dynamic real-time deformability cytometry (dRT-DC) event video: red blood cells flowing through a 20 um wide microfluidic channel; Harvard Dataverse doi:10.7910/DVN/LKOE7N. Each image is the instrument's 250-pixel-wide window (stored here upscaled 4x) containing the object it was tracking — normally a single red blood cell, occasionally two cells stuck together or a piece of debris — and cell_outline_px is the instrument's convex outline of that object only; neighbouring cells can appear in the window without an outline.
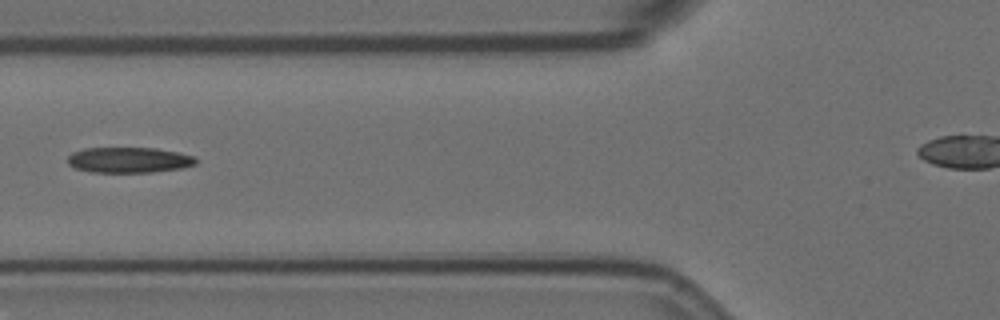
{"species": "Egyptian fruit bat (a non-hibernating species)", "species_latin": "Rousettus aegyptiacus", "temperature_condition": "room temperature", "stored_images_in_passage": 5, "camera_frame_rate_fps": 3000, "um_per_image_px": 0.085, "animal": {"sex": "female"}, "frame": {"image": 1, "passage_image": 5, "time_ms": 1.333, "image_size_px": [1000, 320], "cell_outline_px": [[196, 164], [184, 168], [152, 172], [92, 172], [76, 168], [68, 164], [68, 156], [72, 152], [84, 148], [156, 148], [180, 152], [196, 156]], "centroid_in_image_um": [11.0, 13.59], "position_along_channel_um": 114.8, "area_um2": 19.25}}